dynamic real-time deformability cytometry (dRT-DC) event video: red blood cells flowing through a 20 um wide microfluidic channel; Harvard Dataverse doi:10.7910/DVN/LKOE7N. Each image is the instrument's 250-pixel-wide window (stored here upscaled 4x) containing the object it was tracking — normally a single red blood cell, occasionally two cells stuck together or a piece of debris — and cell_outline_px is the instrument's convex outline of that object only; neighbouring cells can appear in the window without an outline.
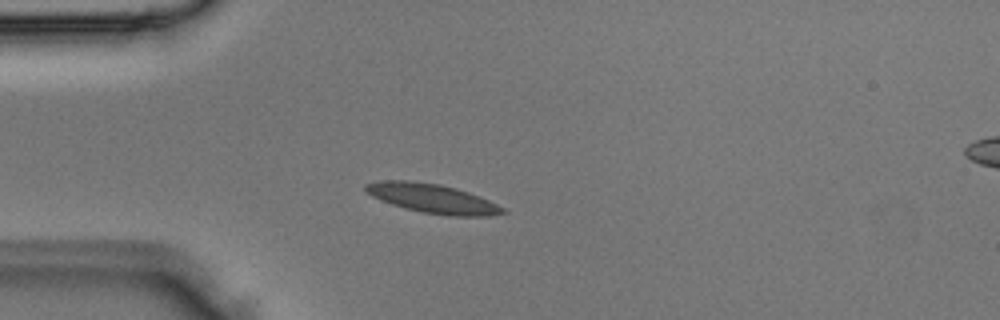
{"species": "Egyptian fruit bat (a non-hibernating species)", "species_latin": "Rousettus aegyptiacus", "temperature_condition": "room temperature", "stored_images_in_passage": 3, "camera_frame_rate_fps": 3000, "um_per_image_px": 0.085, "animal": {"sex": "male"}, "frame": {"image": 1, "passage_image": 3, "time_ms": 0.667, "image_size_px": [1000, 320], "cell_outline_px": [[508, 212], [488, 216], [448, 216], [424, 212], [404, 208], [380, 200], [372, 196], [364, 188], [364, 184], [380, 180], [408, 180], [440, 184], [456, 188], [480, 196], [504, 208]], "centroid_in_image_um": [36.75, 16.86], "position_along_channel_um": 48.2, "area_um2": 23.29}}